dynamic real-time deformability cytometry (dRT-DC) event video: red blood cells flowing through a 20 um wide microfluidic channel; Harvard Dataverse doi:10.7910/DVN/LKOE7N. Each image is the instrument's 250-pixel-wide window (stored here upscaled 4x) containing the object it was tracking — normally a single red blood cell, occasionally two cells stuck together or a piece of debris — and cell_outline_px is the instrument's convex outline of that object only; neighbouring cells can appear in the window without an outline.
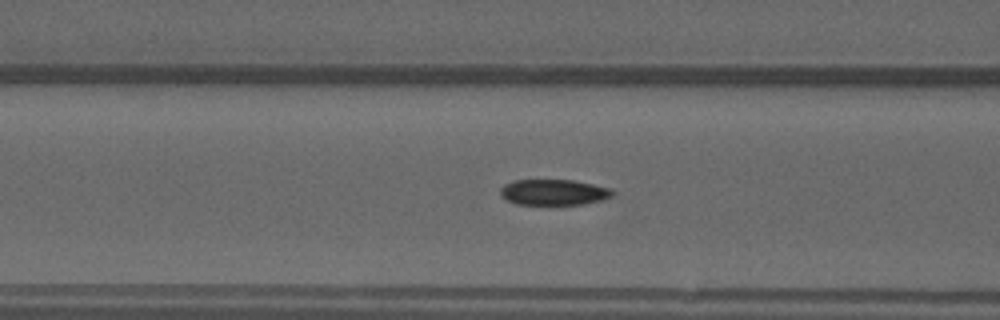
{"species": "common noctule bat (a hibernating species)", "species_latin": "Nyctalus noctula", "temperature_condition": "warm", "stored_images_in_passage": 47, "camera_frame_rate_fps": 3000, "um_per_image_px": 0.085, "animal": {"sex": "male", "forearm_length_mm": 52.5}, "frame": {"image": 1, "passage_image": 20, "time_ms": 6.333, "image_size_px": [1000, 320], "cell_outline_px": [[612, 196], [600, 200], [584, 204], [516, 204], [508, 200], [500, 192], [500, 188], [504, 184], [512, 180], [576, 180], [608, 188], [612, 192]], "centroid_in_image_um": [47.03, 16.33], "position_along_channel_um": 119.6, "area_um2": 16.59}}
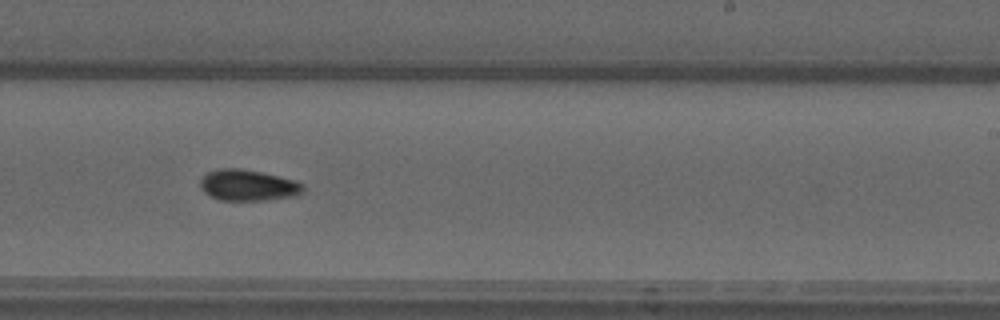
{"frame": {"image": 2, "passage_image": 31, "time_ms": 10.0, "image_size_px": [1000, 320], "cell_outline_px": [[304, 192], [292, 196], [268, 200], [220, 200], [204, 192], [200, 188], [200, 180], [208, 172], [220, 168], [240, 168], [260, 172], [296, 180], [304, 184]], "centroid_in_image_um": [21.09, 15.74], "position_along_channel_um": 267.9, "area_um2": 18.61}}
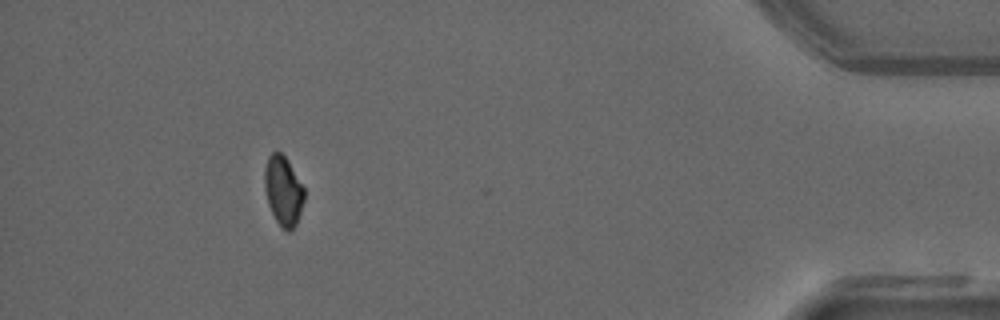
{"frame": {"image": 3, "passage_image": 46, "time_ms": 15.0, "image_size_px": [1000, 320], "cell_outline_px": [[304, 200], [296, 224], [288, 232], [276, 220], [268, 204], [264, 188], [264, 168], [268, 156], [272, 152], [280, 152], [288, 160], [304, 188]], "centroid_in_image_um": [24.06, 16.18], "position_along_channel_um": 411.1, "area_um2": 15.9}}